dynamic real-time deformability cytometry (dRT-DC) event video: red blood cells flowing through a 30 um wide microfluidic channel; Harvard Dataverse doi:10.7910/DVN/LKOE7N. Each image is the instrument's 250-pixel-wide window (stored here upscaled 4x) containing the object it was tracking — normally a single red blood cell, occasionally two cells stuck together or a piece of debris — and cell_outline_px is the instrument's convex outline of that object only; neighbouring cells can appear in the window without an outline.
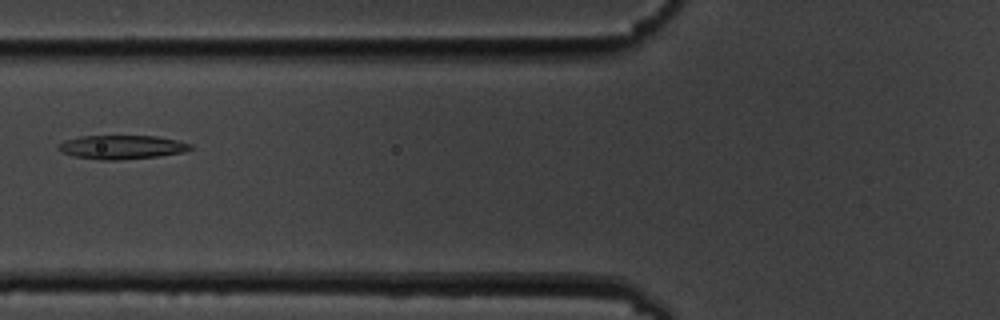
{"species": "common noctule bat (a hibernating species)", "species_latin": "Nyctalus noctula", "temperature_condition": "cold", "stored_images_in_passage": 15, "camera_frame_rate_fps": 3000, "um_per_image_px": 0.085, "animal": {"sex": "male", "body_mass_g": 19.5, "forearm_length_mm": 54.6}, "frame": {"image": 1, "passage_image": 6, "time_ms": 6.667, "image_size_px": [1000, 320], "cell_outline_px": [[192, 148], [184, 152], [156, 156], [116, 160], [100, 160], [72, 156], [60, 152], [56, 148], [64, 140], [80, 136], [156, 136], [176, 140], [192, 144]], "centroid_in_image_um": [10.3, 12.5], "position_along_channel_um": 115.5, "area_um2": 18.32}}
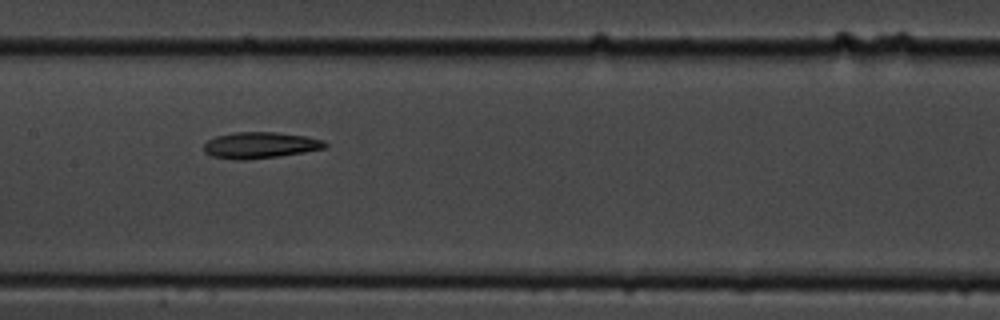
{"frame": {"image": 2, "passage_image": 8, "time_ms": 8.667, "image_size_px": [1000, 320], "cell_outline_px": [[328, 144], [324, 148], [304, 152], [248, 160], [232, 160], [212, 156], [204, 152], [204, 144], [208, 140], [216, 136], [236, 132], [276, 132], [304, 136], [324, 140]], "centroid_in_image_um": [22.08, 12.34], "position_along_channel_um": 185.3, "area_um2": 18.5}}
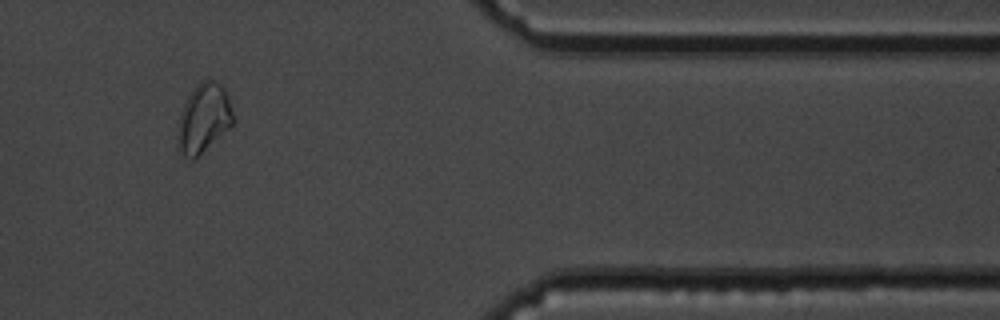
{"frame": {"image": 3, "passage_image": 13, "time_ms": 15.333, "image_size_px": [1000, 320], "cell_outline_px": [[236, 120], [228, 128], [192, 160], [188, 160], [180, 152], [176, 144], [176, 136], [180, 116], [184, 104], [188, 96], [196, 84], [208, 76], [216, 80], [228, 92]], "centroid_in_image_um": [17.32, 9.99], "position_along_channel_um": 394.1, "area_um2": 22.6}, "authors_computed_cell_mechanics": {"area_um2": 19.4786, "velocity_mm_per_s": 3.4835, "shape_relaxation_time_tau1_ms": 2.5879, "shape_relaxation_time_tau2_ms": 5.2222, "deformation_change_tau1": 0.0863, "deformation_change_tau2": 0.1078}}